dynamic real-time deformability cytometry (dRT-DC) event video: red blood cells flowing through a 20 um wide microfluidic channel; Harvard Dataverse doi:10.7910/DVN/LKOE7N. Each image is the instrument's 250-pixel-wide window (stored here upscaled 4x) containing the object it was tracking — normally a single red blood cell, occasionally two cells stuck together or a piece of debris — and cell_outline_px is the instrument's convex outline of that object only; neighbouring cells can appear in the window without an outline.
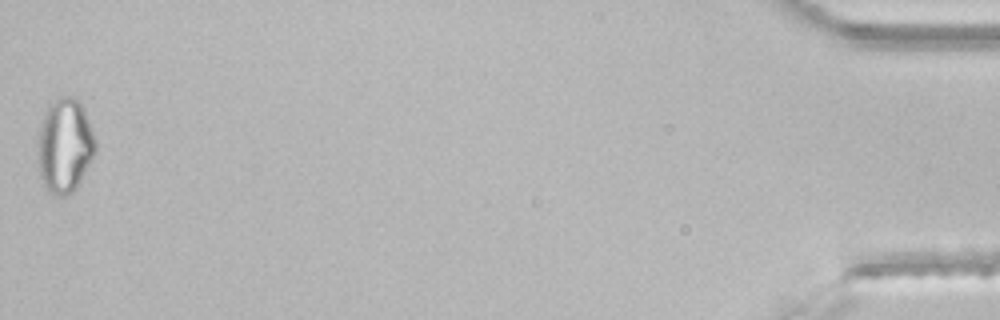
{"species": "common noctule bat (a hibernating species)", "species_latin": "Nyctalus noctula", "temperature_condition": "room temperature", "stored_images_in_passage": 45, "segment_of_instrument_passage": [2, 2], "camera_frame_rate_fps": 3000, "um_per_image_px": 0.085, "animal": {"sex": "male", "body_mass_g": 21.5, "forearm_length_mm": 52.0}, "frame": {"image": 1, "passage_image": 45, "time_ms": 14.667, "image_size_px": [1000, 320], "cell_outline_px": [[96, 152], [76, 188], [72, 192], [64, 196], [56, 196], [48, 192], [44, 188], [40, 176], [36, 144], [40, 124], [44, 112], [48, 104], [60, 96], [68, 96], [80, 100], [92, 132], [96, 144]], "centroid_in_image_um": [5.46, 12.39], "position_along_channel_um": 429.7, "area_um2": 32.02}}